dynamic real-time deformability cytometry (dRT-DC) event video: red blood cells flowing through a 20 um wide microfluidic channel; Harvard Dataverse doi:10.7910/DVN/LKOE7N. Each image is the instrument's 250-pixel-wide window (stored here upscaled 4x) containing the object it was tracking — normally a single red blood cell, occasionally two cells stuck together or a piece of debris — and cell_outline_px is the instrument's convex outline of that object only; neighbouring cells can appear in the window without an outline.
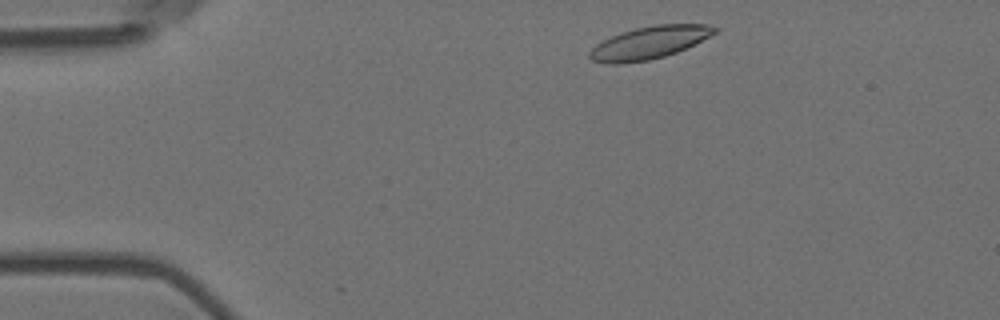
{"species": "Egyptian fruit bat (a non-hibernating species)", "species_latin": "Rousettus aegyptiacus", "temperature_condition": "room temperature", "stored_images_in_passage": 49, "camera_frame_rate_fps": 3000, "um_per_image_px": 0.085, "animal": {"sex": "female"}, "frame": {"image": 1, "passage_image": 3, "time_ms": 0.667, "image_size_px": [1000, 320], "cell_outline_px": [[720, 28], [716, 32], [676, 52], [664, 56], [648, 60], [620, 64], [608, 64], [592, 60], [588, 56], [588, 52], [596, 44], [612, 36], [636, 28], [656, 24], [708, 24]], "centroid_in_image_um": [55.16, 3.62], "position_along_channel_um": 29.8, "area_um2": 23.35}}
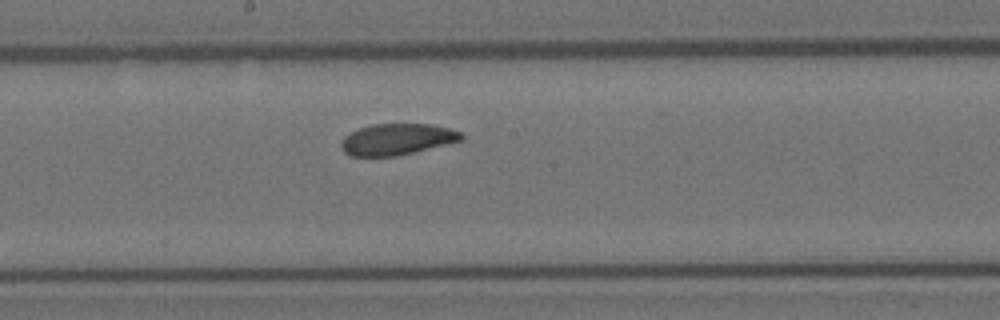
{"frame": {"image": 2, "passage_image": 23, "time_ms": 7.333, "image_size_px": [1000, 320], "cell_outline_px": [[464, 140], [396, 156], [352, 156], [344, 152], [340, 144], [344, 136], [360, 128], [372, 124], [432, 124], [464, 132]], "centroid_in_image_um": [33.78, 11.83], "position_along_channel_um": 214.4, "area_um2": 21.91}}
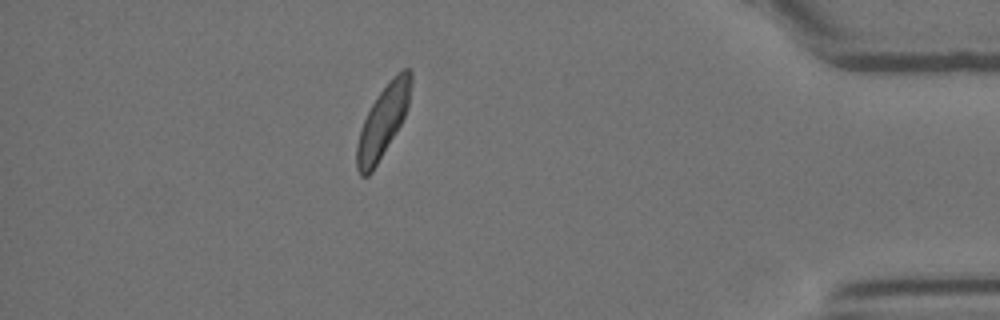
{"frame": {"image": 3, "passage_image": 42, "time_ms": 13.667, "image_size_px": [1000, 320], "cell_outline_px": [[412, 80], [408, 108], [400, 124], [372, 172], [368, 176], [360, 176], [356, 168], [356, 144], [360, 128], [376, 96], [388, 80], [392, 76], [404, 68], [408, 68], [412, 72]], "centroid_in_image_um": [32.54, 10.29], "position_along_channel_um": 402.7, "area_um2": 22.54}, "authors_computed_cell_mechanics": {"area_um2": 23.0622, "velocity_mm_per_s": 3.6452, "shape_relaxation_time_tau1_ms": 3.9639, "shape_relaxation_time_tau2_ms": 3.1119, "deformation_change_tau1": 0.1126, "deformation_change_tau2": 0.0878}}